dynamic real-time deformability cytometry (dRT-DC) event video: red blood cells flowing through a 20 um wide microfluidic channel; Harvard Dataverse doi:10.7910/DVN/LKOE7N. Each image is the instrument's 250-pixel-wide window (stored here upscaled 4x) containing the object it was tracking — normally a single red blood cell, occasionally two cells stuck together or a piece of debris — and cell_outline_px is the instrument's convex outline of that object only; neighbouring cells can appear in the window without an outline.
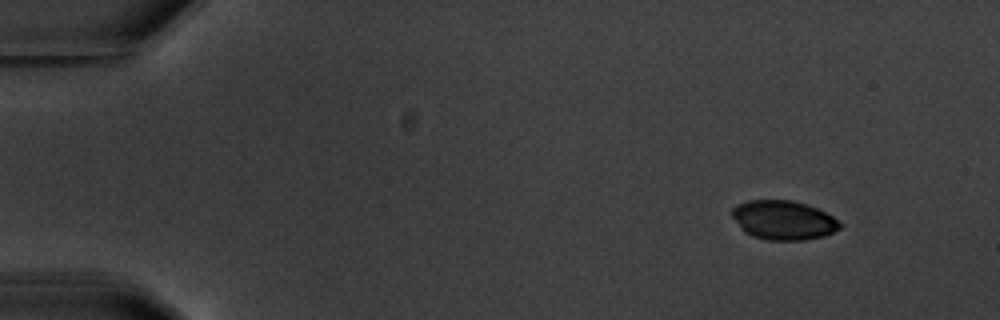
{"species": "common noctule bat (a hibernating species)", "species_latin": "Nyctalus noctula", "temperature_condition": "warm", "stored_images_in_passage": 5, "camera_frame_rate_fps": 3000, "um_per_image_px": 0.085, "animal": {"sex": "male", "body_mass_g": 20.1, "forearm_length_mm": 53.5}, "frame": {"image": 1, "passage_image": 1, "time_ms": 0.0, "image_size_px": [1000, 320], "cell_outline_px": [[840, 228], [824, 236], [804, 240], [768, 240], [752, 236], [744, 232], [740, 228], [732, 216], [732, 208], [736, 204], [748, 200], [792, 200], [816, 208], [832, 216], [840, 224]], "centroid_in_image_um": [66.54, 18.71], "position_along_channel_um": 18.5, "area_um2": 24.51}}
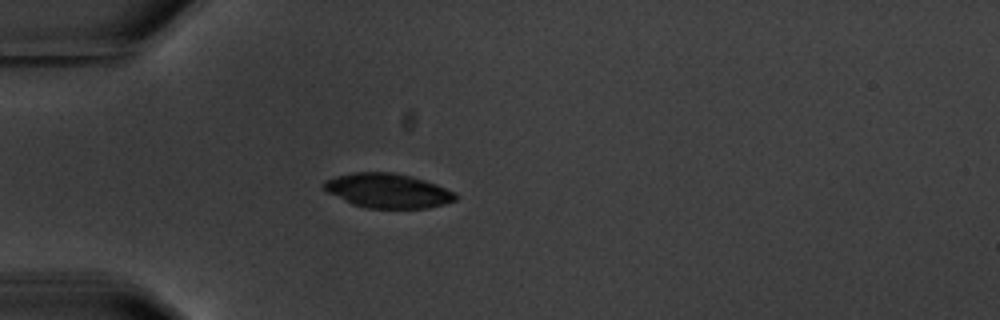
{"frame": {"image": 2, "passage_image": 4, "time_ms": 3.667, "image_size_px": [1000, 320], "cell_outline_px": [[460, 196], [456, 200], [444, 204], [428, 208], [368, 208], [352, 204], [328, 192], [324, 188], [324, 180], [336, 176], [352, 172], [396, 172], [412, 176], [436, 184], [456, 192]], "centroid_in_image_um": [33.0, 16.2], "position_along_channel_um": 52.0, "area_um2": 26.53}}